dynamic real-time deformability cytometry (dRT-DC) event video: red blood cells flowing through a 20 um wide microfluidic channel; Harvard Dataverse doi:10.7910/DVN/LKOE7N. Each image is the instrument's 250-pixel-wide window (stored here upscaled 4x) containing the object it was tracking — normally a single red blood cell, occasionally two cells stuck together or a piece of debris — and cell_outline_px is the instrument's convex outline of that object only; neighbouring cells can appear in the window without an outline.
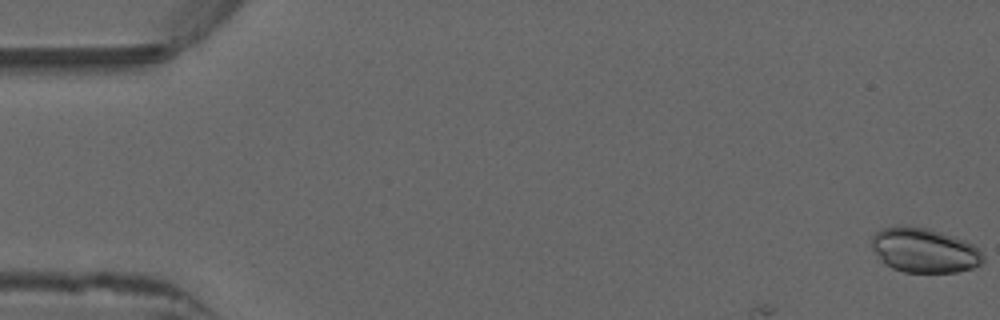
{"species": "common noctule bat (a hibernating species)", "species_latin": "Nyctalus noctula", "temperature_condition": "warm", "stored_images_in_passage": 11, "camera_frame_rate_fps": 3000, "um_per_image_px": 0.085, "animal": {"sex": "male", "forearm_length_mm": 52.5}, "frame": {"image": 1, "passage_image": 1, "time_ms": 0.0, "image_size_px": [1000, 320], "cell_outline_px": [[984, 260], [980, 264], [972, 268], [956, 272], [904, 272], [892, 268], [884, 264], [880, 260], [872, 248], [872, 236], [880, 228], [928, 228], [964, 240], [972, 244], [984, 256]], "centroid_in_image_um": [78.56, 21.31], "position_along_channel_um": 6.4, "area_um2": 28.38}}